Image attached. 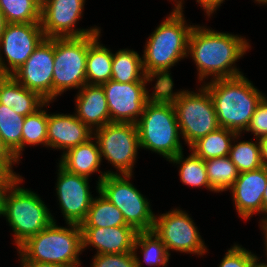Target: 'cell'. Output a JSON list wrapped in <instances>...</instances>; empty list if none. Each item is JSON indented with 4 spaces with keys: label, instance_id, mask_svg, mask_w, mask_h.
<instances>
[{
    "label": "cell",
    "instance_id": "ffe728a7",
    "mask_svg": "<svg viewBox=\"0 0 267 267\" xmlns=\"http://www.w3.org/2000/svg\"><path fill=\"white\" fill-rule=\"evenodd\" d=\"M75 116L92 131L110 123L105 91L102 85L85 84L77 92Z\"/></svg>",
    "mask_w": 267,
    "mask_h": 267
},
{
    "label": "cell",
    "instance_id": "4316f807",
    "mask_svg": "<svg viewBox=\"0 0 267 267\" xmlns=\"http://www.w3.org/2000/svg\"><path fill=\"white\" fill-rule=\"evenodd\" d=\"M25 116L0 104V137L8 149L20 161L22 155V131Z\"/></svg>",
    "mask_w": 267,
    "mask_h": 267
},
{
    "label": "cell",
    "instance_id": "d4e9b609",
    "mask_svg": "<svg viewBox=\"0 0 267 267\" xmlns=\"http://www.w3.org/2000/svg\"><path fill=\"white\" fill-rule=\"evenodd\" d=\"M238 133L227 128H219L205 137L198 139L190 146V151L204 161L229 155L232 141Z\"/></svg>",
    "mask_w": 267,
    "mask_h": 267
},
{
    "label": "cell",
    "instance_id": "7bdbcfd3",
    "mask_svg": "<svg viewBox=\"0 0 267 267\" xmlns=\"http://www.w3.org/2000/svg\"><path fill=\"white\" fill-rule=\"evenodd\" d=\"M6 25H7V22L5 20L3 12L0 9V37H1V34L3 33V30L5 29Z\"/></svg>",
    "mask_w": 267,
    "mask_h": 267
},
{
    "label": "cell",
    "instance_id": "8d00e7d4",
    "mask_svg": "<svg viewBox=\"0 0 267 267\" xmlns=\"http://www.w3.org/2000/svg\"><path fill=\"white\" fill-rule=\"evenodd\" d=\"M19 160L15 155L8 149L0 137V164L10 173L13 172V165L17 164Z\"/></svg>",
    "mask_w": 267,
    "mask_h": 267
},
{
    "label": "cell",
    "instance_id": "f546056e",
    "mask_svg": "<svg viewBox=\"0 0 267 267\" xmlns=\"http://www.w3.org/2000/svg\"><path fill=\"white\" fill-rule=\"evenodd\" d=\"M241 134H237L229 151V158L237 167L239 173L259 169L263 166L261 161L260 143L253 141H236ZM239 137V138H238ZM237 142V143H235Z\"/></svg>",
    "mask_w": 267,
    "mask_h": 267
},
{
    "label": "cell",
    "instance_id": "5b68a950",
    "mask_svg": "<svg viewBox=\"0 0 267 267\" xmlns=\"http://www.w3.org/2000/svg\"><path fill=\"white\" fill-rule=\"evenodd\" d=\"M68 227L58 226L53 221L46 229L28 238L17 249L20 261L81 266L82 228L75 223H68Z\"/></svg>",
    "mask_w": 267,
    "mask_h": 267
},
{
    "label": "cell",
    "instance_id": "74e56055",
    "mask_svg": "<svg viewBox=\"0 0 267 267\" xmlns=\"http://www.w3.org/2000/svg\"><path fill=\"white\" fill-rule=\"evenodd\" d=\"M22 176L12 173L6 180H0V216L3 215L5 207V198L12 185Z\"/></svg>",
    "mask_w": 267,
    "mask_h": 267
},
{
    "label": "cell",
    "instance_id": "f6af8a7d",
    "mask_svg": "<svg viewBox=\"0 0 267 267\" xmlns=\"http://www.w3.org/2000/svg\"><path fill=\"white\" fill-rule=\"evenodd\" d=\"M265 213L266 216L262 217L263 219L267 218V189L263 194V214Z\"/></svg>",
    "mask_w": 267,
    "mask_h": 267
},
{
    "label": "cell",
    "instance_id": "60d3db41",
    "mask_svg": "<svg viewBox=\"0 0 267 267\" xmlns=\"http://www.w3.org/2000/svg\"><path fill=\"white\" fill-rule=\"evenodd\" d=\"M22 267H67L59 264L44 263V262H33V261H20Z\"/></svg>",
    "mask_w": 267,
    "mask_h": 267
},
{
    "label": "cell",
    "instance_id": "d6986e66",
    "mask_svg": "<svg viewBox=\"0 0 267 267\" xmlns=\"http://www.w3.org/2000/svg\"><path fill=\"white\" fill-rule=\"evenodd\" d=\"M92 137L93 131L75 114H48L47 147L60 149L65 153Z\"/></svg>",
    "mask_w": 267,
    "mask_h": 267
},
{
    "label": "cell",
    "instance_id": "b9f144b4",
    "mask_svg": "<svg viewBox=\"0 0 267 267\" xmlns=\"http://www.w3.org/2000/svg\"><path fill=\"white\" fill-rule=\"evenodd\" d=\"M261 221L259 222L260 224V228H261V230H263L262 232H263V234H264V237H265V248H266V252H265V254L267 255V218L266 219H260ZM267 257V256H266Z\"/></svg>",
    "mask_w": 267,
    "mask_h": 267
},
{
    "label": "cell",
    "instance_id": "4fadbf2b",
    "mask_svg": "<svg viewBox=\"0 0 267 267\" xmlns=\"http://www.w3.org/2000/svg\"><path fill=\"white\" fill-rule=\"evenodd\" d=\"M44 38L40 22L7 23L0 37V70L2 74L12 75L26 62Z\"/></svg>",
    "mask_w": 267,
    "mask_h": 267
},
{
    "label": "cell",
    "instance_id": "ba28073f",
    "mask_svg": "<svg viewBox=\"0 0 267 267\" xmlns=\"http://www.w3.org/2000/svg\"><path fill=\"white\" fill-rule=\"evenodd\" d=\"M100 35L101 31L81 37L54 38L53 99L87 84L88 47Z\"/></svg>",
    "mask_w": 267,
    "mask_h": 267
},
{
    "label": "cell",
    "instance_id": "83f0119b",
    "mask_svg": "<svg viewBox=\"0 0 267 267\" xmlns=\"http://www.w3.org/2000/svg\"><path fill=\"white\" fill-rule=\"evenodd\" d=\"M169 162L179 165V176L183 184L200 188L205 186L207 190L214 191L210 186L206 166L201 157L192 152L187 158H184L182 151L170 159Z\"/></svg>",
    "mask_w": 267,
    "mask_h": 267
},
{
    "label": "cell",
    "instance_id": "7a4b0ae2",
    "mask_svg": "<svg viewBox=\"0 0 267 267\" xmlns=\"http://www.w3.org/2000/svg\"><path fill=\"white\" fill-rule=\"evenodd\" d=\"M173 11L149 36L142 56L146 76L161 87L173 83L170 68L187 56L188 39L194 25L186 24L182 10Z\"/></svg>",
    "mask_w": 267,
    "mask_h": 267
},
{
    "label": "cell",
    "instance_id": "8992f818",
    "mask_svg": "<svg viewBox=\"0 0 267 267\" xmlns=\"http://www.w3.org/2000/svg\"><path fill=\"white\" fill-rule=\"evenodd\" d=\"M174 83L160 89L171 99L181 137L189 147L198 139L220 128L209 91L201 85L199 92L182 90L173 93Z\"/></svg>",
    "mask_w": 267,
    "mask_h": 267
},
{
    "label": "cell",
    "instance_id": "5bb4252c",
    "mask_svg": "<svg viewBox=\"0 0 267 267\" xmlns=\"http://www.w3.org/2000/svg\"><path fill=\"white\" fill-rule=\"evenodd\" d=\"M86 0H48L41 8L40 24L45 38L81 37L101 31L99 27L75 28Z\"/></svg>",
    "mask_w": 267,
    "mask_h": 267
},
{
    "label": "cell",
    "instance_id": "1f68e13d",
    "mask_svg": "<svg viewBox=\"0 0 267 267\" xmlns=\"http://www.w3.org/2000/svg\"><path fill=\"white\" fill-rule=\"evenodd\" d=\"M0 9L7 23H36L41 7L34 0H0Z\"/></svg>",
    "mask_w": 267,
    "mask_h": 267
},
{
    "label": "cell",
    "instance_id": "ac0fdd59",
    "mask_svg": "<svg viewBox=\"0 0 267 267\" xmlns=\"http://www.w3.org/2000/svg\"><path fill=\"white\" fill-rule=\"evenodd\" d=\"M83 250L92 246L98 254L132 252L137 231L131 226L81 227Z\"/></svg>",
    "mask_w": 267,
    "mask_h": 267
},
{
    "label": "cell",
    "instance_id": "e575fe53",
    "mask_svg": "<svg viewBox=\"0 0 267 267\" xmlns=\"http://www.w3.org/2000/svg\"><path fill=\"white\" fill-rule=\"evenodd\" d=\"M257 258V255L246 250L242 245L234 244L225 253L219 267H250Z\"/></svg>",
    "mask_w": 267,
    "mask_h": 267
},
{
    "label": "cell",
    "instance_id": "ee69618b",
    "mask_svg": "<svg viewBox=\"0 0 267 267\" xmlns=\"http://www.w3.org/2000/svg\"><path fill=\"white\" fill-rule=\"evenodd\" d=\"M11 174L0 164V180H6Z\"/></svg>",
    "mask_w": 267,
    "mask_h": 267
},
{
    "label": "cell",
    "instance_id": "6da1fadb",
    "mask_svg": "<svg viewBox=\"0 0 267 267\" xmlns=\"http://www.w3.org/2000/svg\"><path fill=\"white\" fill-rule=\"evenodd\" d=\"M251 48L246 38L193 26L188 39L187 56L190 55L196 64L199 82L209 76L215 79L233 78L243 75L235 62ZM233 65V66H232Z\"/></svg>",
    "mask_w": 267,
    "mask_h": 267
},
{
    "label": "cell",
    "instance_id": "681fc988",
    "mask_svg": "<svg viewBox=\"0 0 267 267\" xmlns=\"http://www.w3.org/2000/svg\"><path fill=\"white\" fill-rule=\"evenodd\" d=\"M255 2H257V3H262L263 5L265 4H267V0H255Z\"/></svg>",
    "mask_w": 267,
    "mask_h": 267
},
{
    "label": "cell",
    "instance_id": "7402d4cb",
    "mask_svg": "<svg viewBox=\"0 0 267 267\" xmlns=\"http://www.w3.org/2000/svg\"><path fill=\"white\" fill-rule=\"evenodd\" d=\"M47 101L37 92L21 85L12 75H3L0 78V104L21 115L35 113Z\"/></svg>",
    "mask_w": 267,
    "mask_h": 267
},
{
    "label": "cell",
    "instance_id": "8fae6325",
    "mask_svg": "<svg viewBox=\"0 0 267 267\" xmlns=\"http://www.w3.org/2000/svg\"><path fill=\"white\" fill-rule=\"evenodd\" d=\"M153 231L161 239L169 255L170 250L198 256L208 252L194 221L187 212L179 208L155 215Z\"/></svg>",
    "mask_w": 267,
    "mask_h": 267
},
{
    "label": "cell",
    "instance_id": "836d02e7",
    "mask_svg": "<svg viewBox=\"0 0 267 267\" xmlns=\"http://www.w3.org/2000/svg\"><path fill=\"white\" fill-rule=\"evenodd\" d=\"M92 259L91 267H142L137 249L128 253L95 254Z\"/></svg>",
    "mask_w": 267,
    "mask_h": 267
},
{
    "label": "cell",
    "instance_id": "bcb514c9",
    "mask_svg": "<svg viewBox=\"0 0 267 267\" xmlns=\"http://www.w3.org/2000/svg\"><path fill=\"white\" fill-rule=\"evenodd\" d=\"M260 258L258 257L251 265L250 267H267V263H262L259 261Z\"/></svg>",
    "mask_w": 267,
    "mask_h": 267
},
{
    "label": "cell",
    "instance_id": "52a82bcc",
    "mask_svg": "<svg viewBox=\"0 0 267 267\" xmlns=\"http://www.w3.org/2000/svg\"><path fill=\"white\" fill-rule=\"evenodd\" d=\"M23 178L18 179L9 189L5 198L3 217L14 232V241L18 248L28 238L46 229L53 221L50 209L44 201L29 189L19 186Z\"/></svg>",
    "mask_w": 267,
    "mask_h": 267
},
{
    "label": "cell",
    "instance_id": "cb8c5ba5",
    "mask_svg": "<svg viewBox=\"0 0 267 267\" xmlns=\"http://www.w3.org/2000/svg\"><path fill=\"white\" fill-rule=\"evenodd\" d=\"M99 37L88 47L86 82L90 85H102L111 80L113 53L99 42Z\"/></svg>",
    "mask_w": 267,
    "mask_h": 267
},
{
    "label": "cell",
    "instance_id": "603a6c76",
    "mask_svg": "<svg viewBox=\"0 0 267 267\" xmlns=\"http://www.w3.org/2000/svg\"><path fill=\"white\" fill-rule=\"evenodd\" d=\"M111 79L120 83L154 81L146 76L142 57L130 49H121L113 53Z\"/></svg>",
    "mask_w": 267,
    "mask_h": 267
},
{
    "label": "cell",
    "instance_id": "4dcf8cb0",
    "mask_svg": "<svg viewBox=\"0 0 267 267\" xmlns=\"http://www.w3.org/2000/svg\"><path fill=\"white\" fill-rule=\"evenodd\" d=\"M138 248L143 255V262L149 266H167L170 255L153 230L137 232L133 249Z\"/></svg>",
    "mask_w": 267,
    "mask_h": 267
},
{
    "label": "cell",
    "instance_id": "7c38bea8",
    "mask_svg": "<svg viewBox=\"0 0 267 267\" xmlns=\"http://www.w3.org/2000/svg\"><path fill=\"white\" fill-rule=\"evenodd\" d=\"M147 83H120L111 79L102 84L110 113V123L136 124L138 122L146 103L160 89L155 82L154 90L150 94L146 88Z\"/></svg>",
    "mask_w": 267,
    "mask_h": 267
},
{
    "label": "cell",
    "instance_id": "f1b7e54d",
    "mask_svg": "<svg viewBox=\"0 0 267 267\" xmlns=\"http://www.w3.org/2000/svg\"><path fill=\"white\" fill-rule=\"evenodd\" d=\"M210 186L214 192L229 190L239 176L237 167L229 156L204 161Z\"/></svg>",
    "mask_w": 267,
    "mask_h": 267
},
{
    "label": "cell",
    "instance_id": "e0dca14e",
    "mask_svg": "<svg viewBox=\"0 0 267 267\" xmlns=\"http://www.w3.org/2000/svg\"><path fill=\"white\" fill-rule=\"evenodd\" d=\"M267 189V166L239 173L232 187L235 210L243 220L263 214V194ZM261 212V213H260Z\"/></svg>",
    "mask_w": 267,
    "mask_h": 267
},
{
    "label": "cell",
    "instance_id": "9a60e30c",
    "mask_svg": "<svg viewBox=\"0 0 267 267\" xmlns=\"http://www.w3.org/2000/svg\"><path fill=\"white\" fill-rule=\"evenodd\" d=\"M54 38H44L12 76L47 102L53 100Z\"/></svg>",
    "mask_w": 267,
    "mask_h": 267
},
{
    "label": "cell",
    "instance_id": "44dd1931",
    "mask_svg": "<svg viewBox=\"0 0 267 267\" xmlns=\"http://www.w3.org/2000/svg\"><path fill=\"white\" fill-rule=\"evenodd\" d=\"M94 137L87 142L79 144L63 153L59 165L72 174L89 178L91 174L99 172L96 190L99 191V184L108 174H117L113 171L101 172L99 167L102 162L98 142Z\"/></svg>",
    "mask_w": 267,
    "mask_h": 267
},
{
    "label": "cell",
    "instance_id": "c3c4849f",
    "mask_svg": "<svg viewBox=\"0 0 267 267\" xmlns=\"http://www.w3.org/2000/svg\"><path fill=\"white\" fill-rule=\"evenodd\" d=\"M34 1L42 8L48 0H34Z\"/></svg>",
    "mask_w": 267,
    "mask_h": 267
},
{
    "label": "cell",
    "instance_id": "9c48e42d",
    "mask_svg": "<svg viewBox=\"0 0 267 267\" xmlns=\"http://www.w3.org/2000/svg\"><path fill=\"white\" fill-rule=\"evenodd\" d=\"M130 174H108L99 184V192L123 214L126 224L137 232L152 231L155 214L150 201L130 182Z\"/></svg>",
    "mask_w": 267,
    "mask_h": 267
},
{
    "label": "cell",
    "instance_id": "d590c367",
    "mask_svg": "<svg viewBox=\"0 0 267 267\" xmlns=\"http://www.w3.org/2000/svg\"><path fill=\"white\" fill-rule=\"evenodd\" d=\"M247 132H252L256 139L267 134V97L264 96L251 117Z\"/></svg>",
    "mask_w": 267,
    "mask_h": 267
},
{
    "label": "cell",
    "instance_id": "ab89813d",
    "mask_svg": "<svg viewBox=\"0 0 267 267\" xmlns=\"http://www.w3.org/2000/svg\"><path fill=\"white\" fill-rule=\"evenodd\" d=\"M260 143V152H261V161L263 166H267V134L261 136L259 139Z\"/></svg>",
    "mask_w": 267,
    "mask_h": 267
},
{
    "label": "cell",
    "instance_id": "f35d334b",
    "mask_svg": "<svg viewBox=\"0 0 267 267\" xmlns=\"http://www.w3.org/2000/svg\"><path fill=\"white\" fill-rule=\"evenodd\" d=\"M225 0H196L204 10L207 16L210 17L212 13L216 12L217 8L221 6Z\"/></svg>",
    "mask_w": 267,
    "mask_h": 267
},
{
    "label": "cell",
    "instance_id": "7dc6e473",
    "mask_svg": "<svg viewBox=\"0 0 267 267\" xmlns=\"http://www.w3.org/2000/svg\"><path fill=\"white\" fill-rule=\"evenodd\" d=\"M173 1L175 2V4H174L175 8L183 11L184 8H182L183 7L182 2H184V0H173Z\"/></svg>",
    "mask_w": 267,
    "mask_h": 267
},
{
    "label": "cell",
    "instance_id": "277c9868",
    "mask_svg": "<svg viewBox=\"0 0 267 267\" xmlns=\"http://www.w3.org/2000/svg\"><path fill=\"white\" fill-rule=\"evenodd\" d=\"M136 125L141 149L158 153L167 161L182 152L175 108L161 89L146 103Z\"/></svg>",
    "mask_w": 267,
    "mask_h": 267
},
{
    "label": "cell",
    "instance_id": "30bf717a",
    "mask_svg": "<svg viewBox=\"0 0 267 267\" xmlns=\"http://www.w3.org/2000/svg\"><path fill=\"white\" fill-rule=\"evenodd\" d=\"M93 137L98 142L101 158L108 160L119 171L117 174L133 175L140 149L136 124L111 122L94 130Z\"/></svg>",
    "mask_w": 267,
    "mask_h": 267
},
{
    "label": "cell",
    "instance_id": "484cf974",
    "mask_svg": "<svg viewBox=\"0 0 267 267\" xmlns=\"http://www.w3.org/2000/svg\"><path fill=\"white\" fill-rule=\"evenodd\" d=\"M98 197L93 198L86 219L81 227H116L129 226L122 212L99 191Z\"/></svg>",
    "mask_w": 267,
    "mask_h": 267
},
{
    "label": "cell",
    "instance_id": "d6a6232c",
    "mask_svg": "<svg viewBox=\"0 0 267 267\" xmlns=\"http://www.w3.org/2000/svg\"><path fill=\"white\" fill-rule=\"evenodd\" d=\"M46 102L35 113L27 115L24 119L22 131V152L25 145H44L47 147L48 112L43 107L49 106Z\"/></svg>",
    "mask_w": 267,
    "mask_h": 267
},
{
    "label": "cell",
    "instance_id": "2e32d148",
    "mask_svg": "<svg viewBox=\"0 0 267 267\" xmlns=\"http://www.w3.org/2000/svg\"><path fill=\"white\" fill-rule=\"evenodd\" d=\"M56 193L62 215L68 223L81 224L87 217L93 196L89 178L72 174L58 164Z\"/></svg>",
    "mask_w": 267,
    "mask_h": 267
},
{
    "label": "cell",
    "instance_id": "3957f363",
    "mask_svg": "<svg viewBox=\"0 0 267 267\" xmlns=\"http://www.w3.org/2000/svg\"><path fill=\"white\" fill-rule=\"evenodd\" d=\"M209 91L221 128L238 134L246 132L257 105L265 96L243 75L210 80Z\"/></svg>",
    "mask_w": 267,
    "mask_h": 267
}]
</instances>
